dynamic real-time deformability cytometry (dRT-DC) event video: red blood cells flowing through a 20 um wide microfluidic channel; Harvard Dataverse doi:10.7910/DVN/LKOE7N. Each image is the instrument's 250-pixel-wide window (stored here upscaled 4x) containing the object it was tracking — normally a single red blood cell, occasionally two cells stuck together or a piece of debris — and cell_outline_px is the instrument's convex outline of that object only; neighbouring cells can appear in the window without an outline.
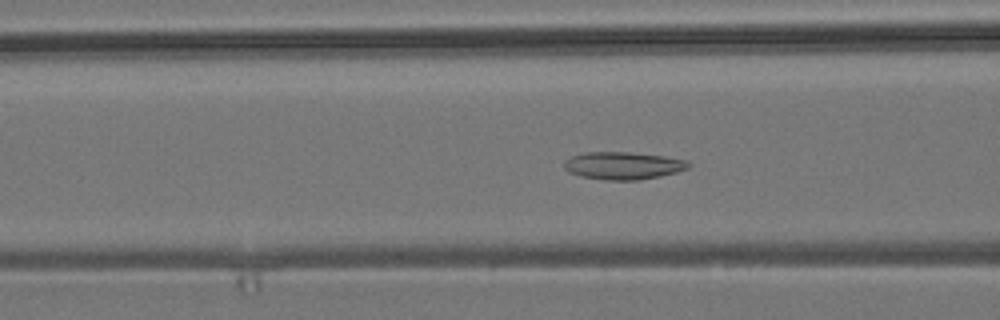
{"species": "common noctule bat (a hibernating species)", "species_latin": "Nyctalus noctula", "temperature_condition": "room temperature", "stored_images_in_passage": 53, "camera_frame_rate_fps": 3000, "um_per_image_px": 0.085, "animal": {"sex": "male", "body_mass_g": 19.2, "forearm_length_mm": 51.8}, "frame": {"image": 1, "passage_image": 20, "time_ms": 6.333, "image_size_px": [1000, 320], "cell_outline_px": [[692, 164], [688, 168], [676, 172], [660, 176], [640, 180], [604, 180], [580, 176], [568, 172], [564, 168], [564, 160], [572, 156], [584, 152], [628, 152], [664, 156], [688, 160]], "centroid_in_image_um": [52.96, 14.08], "position_along_channel_um": 113.6, "area_um2": 20.11}}
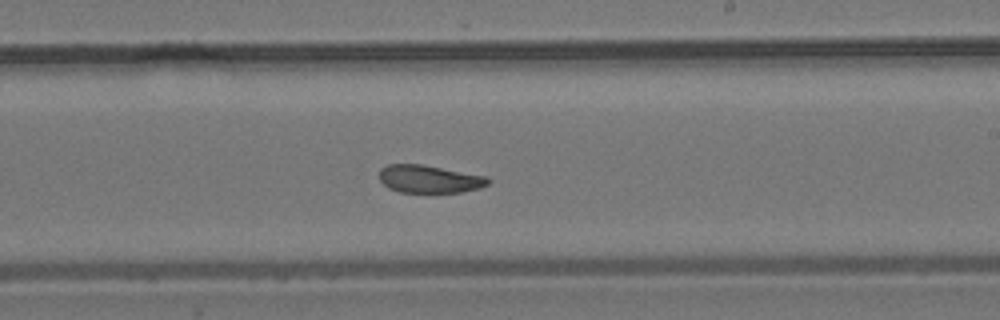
{"frame": {"image": 2, "passage_image": 31, "time_ms": 10.0, "image_size_px": [1000, 320], "cell_outline_px": [[492, 180], [488, 184], [480, 188], [460, 192], [400, 192], [388, 188], [380, 180], [380, 168], [388, 164], [424, 164], [488, 176]], "centroid_in_image_um": [36.52, 15.2], "position_along_channel_um": 252.5, "area_um2": 17.8}}
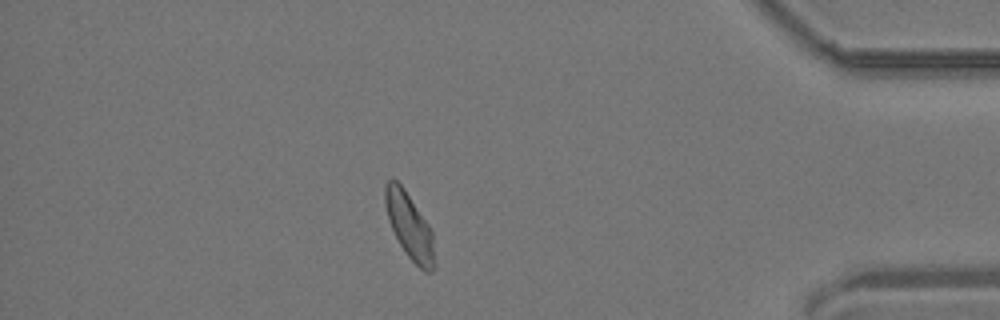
{"frame": {"image": 3, "passage_image": 46, "time_ms": 15.0, "image_size_px": [1000, 320], "cell_outline_px": [[432, 272], [424, 272], [408, 256], [400, 244], [388, 220], [384, 204], [384, 184], [388, 180], [396, 180], [404, 188], [428, 224], [432, 232]], "centroid_in_image_um": [34.74, 19.14], "position_along_channel_um": 400.5, "area_um2": 18.32}, "authors_computed_cell_mechanics": {"area_um2": 19.3052, "velocity_mm_per_s": 3.7985, "shape_relaxation_time_tau1_ms": null, "shape_relaxation_time_tau2_ms": 2.0272, "deformation_change_tau1": null, "deformation_change_tau2": 0.0733}}